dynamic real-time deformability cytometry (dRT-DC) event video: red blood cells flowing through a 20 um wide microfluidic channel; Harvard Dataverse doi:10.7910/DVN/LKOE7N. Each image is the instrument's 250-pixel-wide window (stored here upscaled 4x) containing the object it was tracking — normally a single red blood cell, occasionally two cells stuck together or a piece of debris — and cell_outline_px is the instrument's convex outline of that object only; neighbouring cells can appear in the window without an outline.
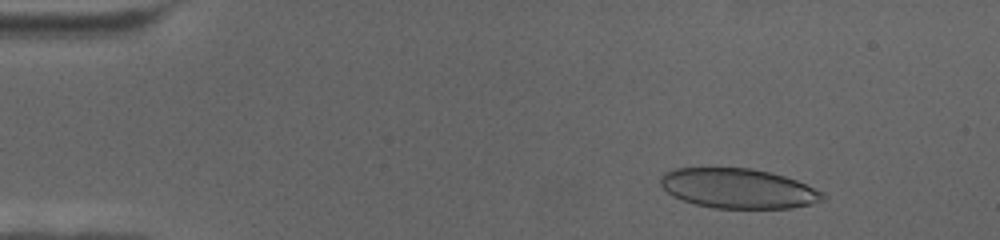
{"species": "human", "species_latin": "Homo sapiens", "temperature_condition": "cold", "stored_images_in_passage": 67, "camera_frame_rate_fps": 3000, "um_per_image_px": 0.085, "donor": {"sex": "female"}, "frame": {"image": 1, "passage_image": 8, "time_ms": 2.333, "image_size_px": [1000, 240], "cell_outline_px": [[828, 196], [824, 200], [812, 204], [792, 208], [712, 208], [696, 204], [672, 196], [660, 184], [660, 180], [664, 172], [676, 168], [752, 168], [784, 176], [796, 180], [824, 192]], "centroid_in_image_um": [62.78, 16.02], "position_along_channel_um": 22.2, "area_um2": 37.69}}
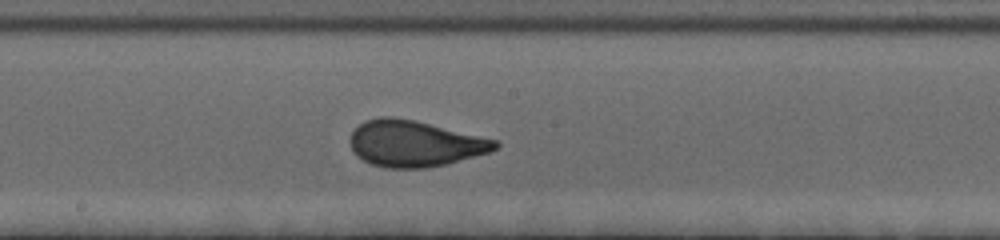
{"frame": {"image": 2, "passage_image": 36, "time_ms": 11.667, "image_size_px": [1000, 240], "cell_outline_px": [[500, 144], [496, 148], [488, 152], [444, 164], [428, 168], [384, 168], [372, 164], [356, 156], [352, 152], [348, 140], [352, 132], [364, 120], [380, 116], [392, 116], [412, 120], [496, 140]], "centroid_in_image_um": [35.15, 12.21], "position_along_channel_um": 213.0, "area_um2": 38.67}}
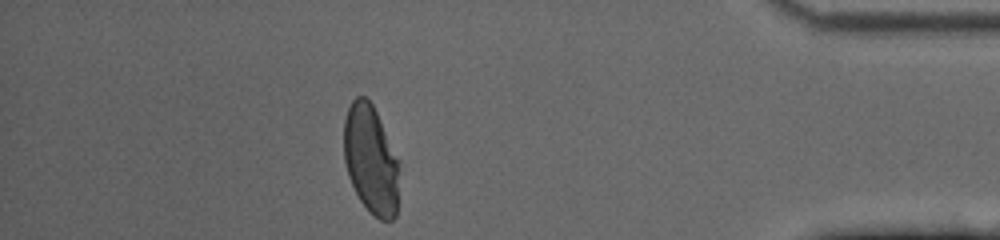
{"frame": {"image": 3, "passage_image": 59, "time_ms": 19.333, "image_size_px": [1000, 240], "cell_outline_px": [[400, 160], [396, 216], [392, 220], [380, 220], [360, 200], [348, 176], [344, 160], [344, 120], [348, 108], [352, 100], [356, 96], [364, 96], [372, 104]], "centroid_in_image_um": [31.54, 13.55], "position_along_channel_um": 403.7, "area_um2": 35.14}}